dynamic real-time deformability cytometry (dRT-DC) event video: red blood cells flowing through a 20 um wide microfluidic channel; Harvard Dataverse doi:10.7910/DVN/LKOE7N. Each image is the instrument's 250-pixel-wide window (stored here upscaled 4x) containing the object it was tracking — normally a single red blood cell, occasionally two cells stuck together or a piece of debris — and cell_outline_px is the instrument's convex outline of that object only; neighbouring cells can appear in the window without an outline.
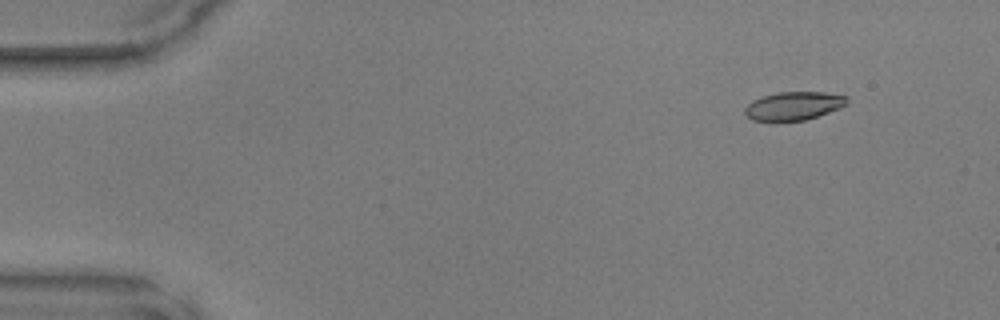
{"species": "common noctule bat (a hibernating species)", "species_latin": "Nyctalus noctula", "temperature_condition": "warm", "stored_images_in_passage": 44, "camera_frame_rate_fps": 3000, "um_per_image_px": 0.085, "animal": {"sex": "male", "body_mass_g": 17.9, "forearm_length_mm": 54.2}, "frame": {"image": 1, "passage_image": 1, "time_ms": 0.0, "image_size_px": [1000, 320], "cell_outline_px": [[848, 104], [840, 108], [804, 120], [776, 124], [752, 120], [744, 112], [744, 108], [752, 100], [776, 92], [824, 92], [848, 96]], "centroid_in_image_um": [67.43, 9.04], "position_along_channel_um": 17.6, "area_um2": 17.46}}
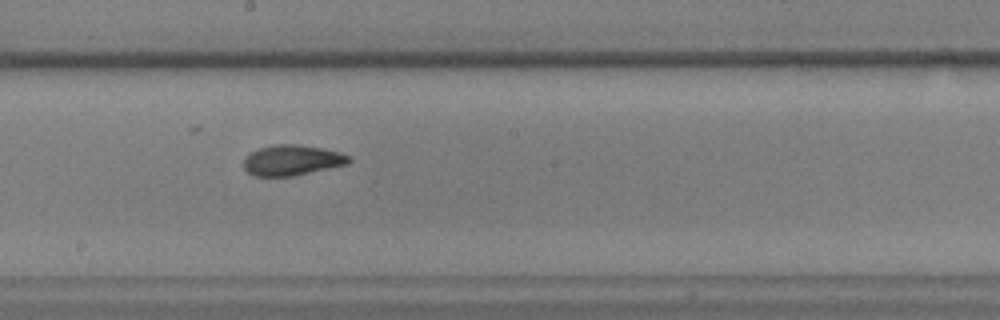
{"frame": {"image": 2, "passage_image": 23, "time_ms": 7.333, "image_size_px": [1000, 320], "cell_outline_px": [[352, 160], [348, 164], [292, 176], [252, 176], [244, 168], [244, 160], [252, 152], [260, 148], [272, 144], [300, 144], [340, 152], [352, 156]], "centroid_in_image_um": [24.85, 13.61], "position_along_channel_um": 223.3, "area_um2": 18.67}}
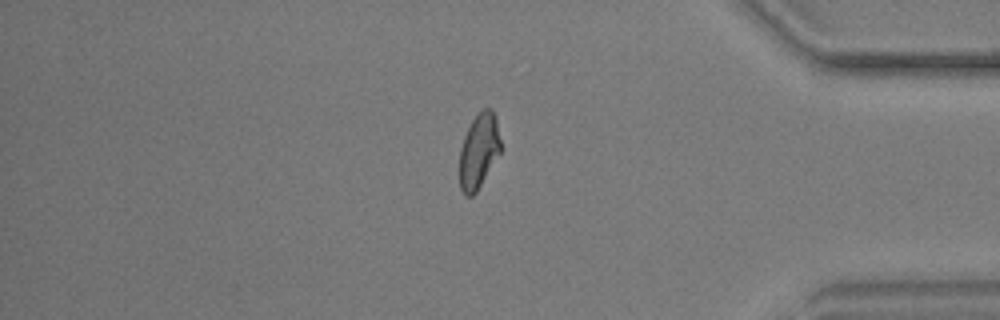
{"frame": {"image": 3, "passage_image": 37, "time_ms": 12.0, "image_size_px": [1000, 320], "cell_outline_px": [[500, 152], [476, 192], [472, 196], [464, 196], [460, 188], [460, 148], [464, 136], [472, 120], [484, 108], [492, 108], [496, 116], [500, 140]], "centroid_in_image_um": [40.69, 12.83], "position_along_channel_um": 394.5, "area_um2": 17.74}}